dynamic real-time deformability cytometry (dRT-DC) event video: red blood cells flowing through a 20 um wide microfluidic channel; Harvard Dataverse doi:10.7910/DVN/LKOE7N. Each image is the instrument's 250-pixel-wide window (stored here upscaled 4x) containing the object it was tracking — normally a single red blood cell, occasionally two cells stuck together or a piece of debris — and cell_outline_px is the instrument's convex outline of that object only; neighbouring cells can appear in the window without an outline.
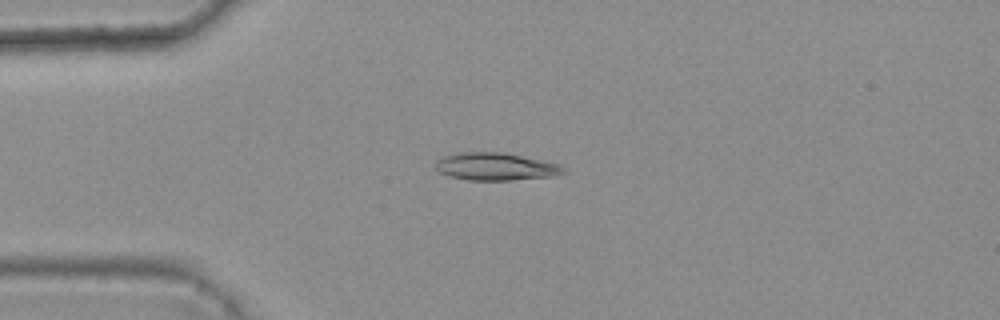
{"species": "common noctule bat (a hibernating species)", "species_latin": "Nyctalus noctula", "temperature_condition": "warm", "stored_images_in_passage": 4, "camera_frame_rate_fps": 3000, "um_per_image_px": 0.085, "animal": {"sex": "female", "body_mass_g": 25.1}, "frame": {"image": 1, "passage_image": 2, "time_ms": 0.333, "image_size_px": [1000, 320], "cell_outline_px": [[568, 172], [552, 176], [512, 180], [468, 180], [448, 176], [440, 172], [436, 168], [436, 160], [444, 156], [460, 152], [504, 152], [560, 164]], "centroid_in_image_um": [42.14, 14.16], "position_along_channel_um": 42.9, "area_um2": 20.58}}
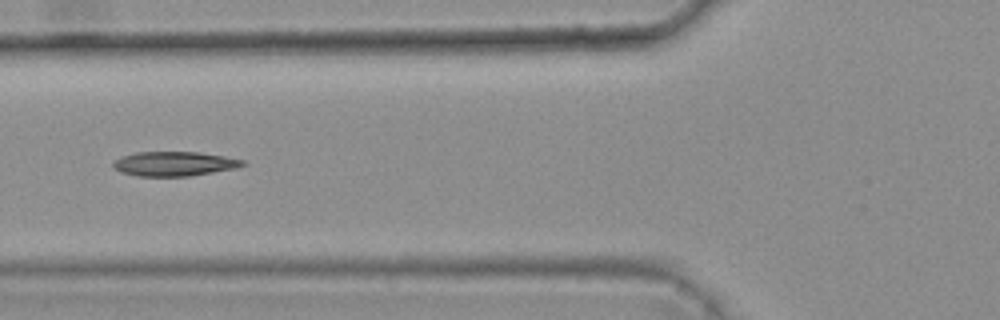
{"frame": {"image": 2, "passage_image": 4, "time_ms": 1.0, "image_size_px": [1000, 320], "cell_outline_px": [[248, 164], [236, 168], [188, 176], [136, 176], [112, 168], [112, 160], [120, 156], [136, 152], [200, 152], [224, 156], [244, 160]], "centroid_in_image_um": [14.79, 13.91], "position_along_channel_um": 111.0, "area_um2": 18.55}}